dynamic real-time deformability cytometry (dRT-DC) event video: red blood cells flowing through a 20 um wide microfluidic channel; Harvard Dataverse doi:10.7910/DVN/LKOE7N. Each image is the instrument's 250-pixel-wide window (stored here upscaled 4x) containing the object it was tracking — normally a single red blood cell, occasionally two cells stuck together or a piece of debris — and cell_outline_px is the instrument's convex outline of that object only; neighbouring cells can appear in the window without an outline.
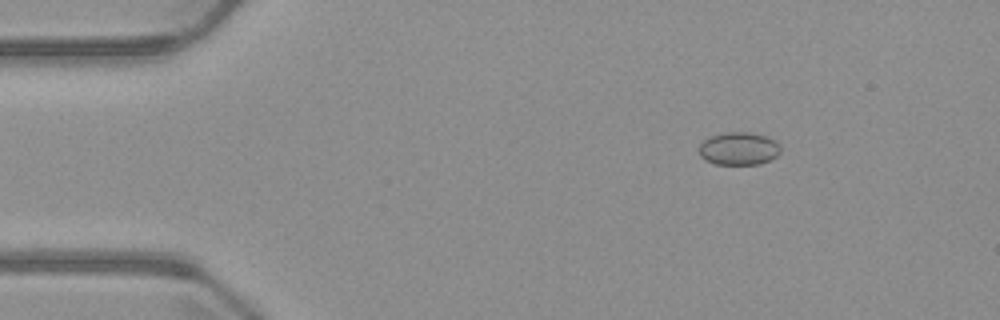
{"species": "common noctule bat (a hibernating species)", "species_latin": "Nyctalus noctula", "temperature_condition": "warm", "stored_images_in_passage": 4, "camera_frame_rate_fps": 3000, "um_per_image_px": 0.085, "animal": {"sex": "male", "body_mass_g": 23.1, "forearm_length_mm": 52.7}, "frame": {"image": 1, "passage_image": 2, "time_ms": 1.0, "image_size_px": [1000, 320], "cell_outline_px": [[780, 152], [776, 156], [760, 164], [716, 164], [704, 160], [700, 156], [700, 144], [704, 140], [712, 136], [728, 132], [752, 132], [776, 140], [780, 148]], "centroid_in_image_um": [62.8, 12.63], "position_along_channel_um": 22.2, "area_um2": 15.49}}
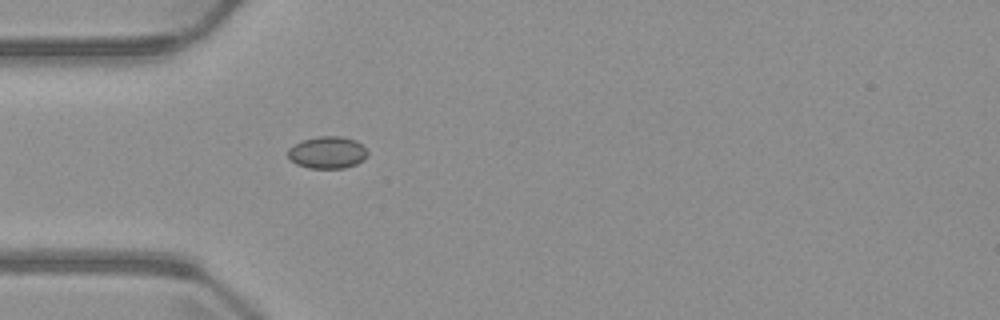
{"frame": {"image": 2, "passage_image": 4, "time_ms": 3.667, "image_size_px": [1000, 320], "cell_outline_px": [[368, 156], [364, 160], [356, 164], [344, 168], [308, 168], [296, 164], [288, 156], [288, 148], [292, 144], [300, 140], [316, 136], [340, 136], [356, 140], [368, 152]], "centroid_in_image_um": [27.81, 12.95], "position_along_channel_um": 57.2, "area_um2": 15.09}}